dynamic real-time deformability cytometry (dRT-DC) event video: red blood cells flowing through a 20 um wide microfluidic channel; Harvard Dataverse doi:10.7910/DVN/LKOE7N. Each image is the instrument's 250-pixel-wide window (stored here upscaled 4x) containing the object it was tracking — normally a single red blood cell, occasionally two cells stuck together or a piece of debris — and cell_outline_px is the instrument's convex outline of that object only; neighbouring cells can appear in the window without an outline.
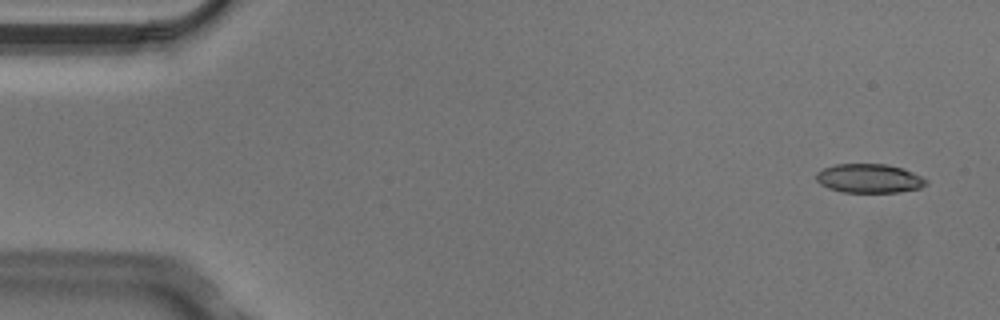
{"species": "Egyptian fruit bat (a non-hibernating species)", "species_latin": "Rousettus aegyptiacus", "temperature_condition": "cold", "stored_images_in_passage": 4, "camera_frame_rate_fps": 3000, "um_per_image_px": 0.085, "animal": {"sex": "male"}, "frame": {"image": 1, "passage_image": 1, "time_ms": 0.0, "image_size_px": [1000, 320], "cell_outline_px": [[928, 184], [920, 188], [896, 192], [844, 192], [828, 188], [820, 184], [816, 180], [816, 172], [824, 168], [836, 164], [884, 164], [900, 168], [912, 172], [928, 180]], "centroid_in_image_um": [73.86, 15.17], "position_along_channel_um": 11.1, "area_um2": 18.44}}